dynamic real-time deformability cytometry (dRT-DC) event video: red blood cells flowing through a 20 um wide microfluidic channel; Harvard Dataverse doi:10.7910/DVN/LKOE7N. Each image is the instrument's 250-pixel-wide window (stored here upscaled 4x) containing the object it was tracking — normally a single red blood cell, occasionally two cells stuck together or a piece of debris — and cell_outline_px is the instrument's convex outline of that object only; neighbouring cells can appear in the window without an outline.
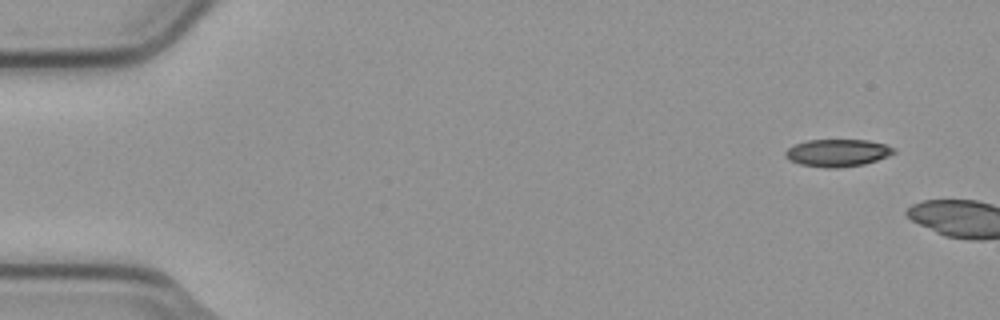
{"species": "common noctule bat (a hibernating species)", "species_latin": "Nyctalus noctula", "temperature_condition": "cold", "stored_images_in_passage": 2, "camera_frame_rate_fps": 3000, "um_per_image_px": 0.085, "animal": {"sex": "male", "body_mass_g": 23.1, "forearm_length_mm": 52.7}, "frame": {"image": 1, "passage_image": 1, "time_ms": 0.0, "image_size_px": [1000, 320], "cell_outline_px": [[896, 152], [888, 156], [864, 164], [836, 168], [828, 168], [800, 164], [788, 160], [784, 156], [784, 152], [788, 148], [796, 144], [808, 140], [868, 140], [884, 144], [896, 148]], "centroid_in_image_um": [71.18, 12.99], "position_along_channel_um": 13.8, "area_um2": 17.28}}